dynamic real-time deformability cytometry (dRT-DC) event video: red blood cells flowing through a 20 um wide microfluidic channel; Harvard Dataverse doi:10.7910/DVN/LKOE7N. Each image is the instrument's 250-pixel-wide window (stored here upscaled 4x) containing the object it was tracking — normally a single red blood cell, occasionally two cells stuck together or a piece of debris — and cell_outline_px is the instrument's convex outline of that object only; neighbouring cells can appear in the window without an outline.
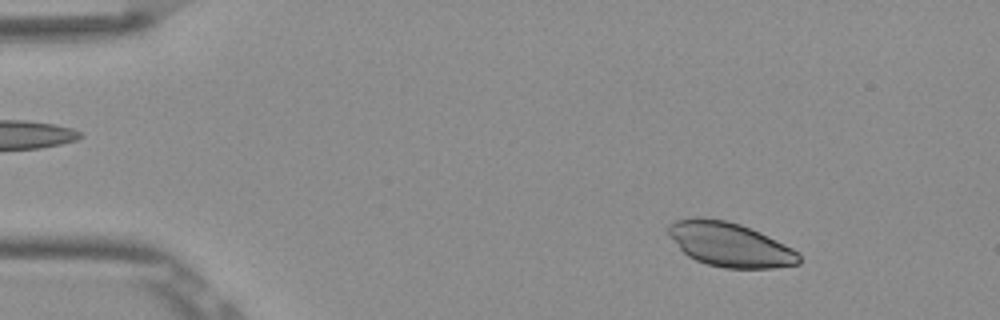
{"species": "Egyptian fruit bat (a non-hibernating species)", "species_latin": "Rousettus aegyptiacus", "temperature_condition": "room temperature", "stored_images_in_passage": 52, "camera_frame_rate_fps": 3000, "um_per_image_px": 0.085, "frame": {"image": 1, "passage_image": 6, "time_ms": 1.667, "image_size_px": [1000, 320], "cell_outline_px": [[800, 264], [772, 268], [724, 268], [708, 264], [696, 260], [688, 256], [680, 248], [668, 232], [668, 224], [676, 220], [692, 216], [724, 220], [740, 224], [760, 232], [800, 252]], "centroid_in_image_um": [62.05, 20.78], "position_along_channel_um": 22.9, "area_um2": 33.52}}
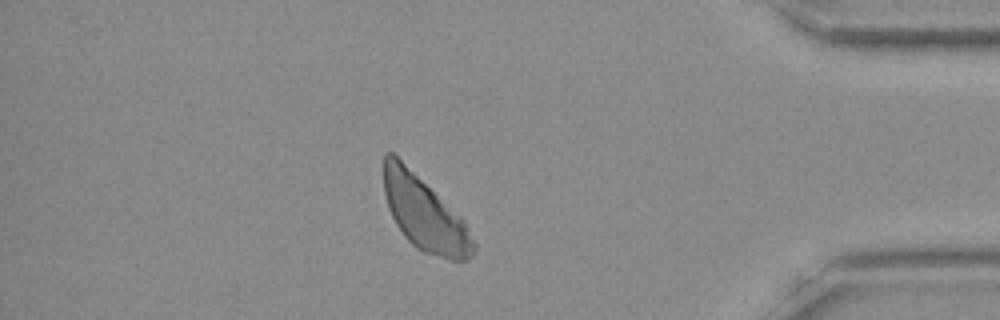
{"frame": {"image": 2, "passage_image": 45, "time_ms": 14.667, "image_size_px": [1000, 320], "cell_outline_px": [[476, 248], [472, 256], [468, 260], [448, 260], [424, 252], [416, 248], [404, 236], [396, 224], [388, 208], [384, 192], [384, 156], [388, 152], [392, 152], [464, 224], [476, 244]], "centroid_in_image_um": [36.04, 18.25], "position_along_channel_um": 399.2, "area_um2": 36.76}}
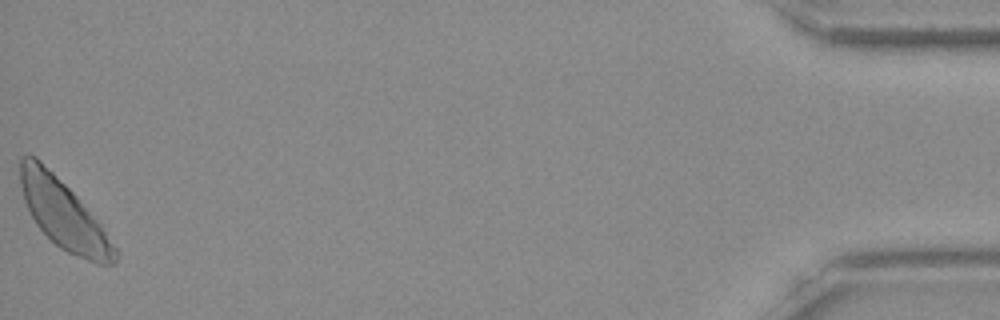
{"frame": {"image": 3, "passage_image": 52, "time_ms": 17.0, "image_size_px": [1000, 320], "cell_outline_px": [[120, 252], [116, 264], [96, 264], [76, 256], [60, 248], [36, 224], [24, 200], [20, 184], [20, 156], [36, 156], [76, 196], [100, 224]], "centroid_in_image_um": [5.43, 18.25], "position_along_channel_um": 429.8, "area_um2": 37.45}}